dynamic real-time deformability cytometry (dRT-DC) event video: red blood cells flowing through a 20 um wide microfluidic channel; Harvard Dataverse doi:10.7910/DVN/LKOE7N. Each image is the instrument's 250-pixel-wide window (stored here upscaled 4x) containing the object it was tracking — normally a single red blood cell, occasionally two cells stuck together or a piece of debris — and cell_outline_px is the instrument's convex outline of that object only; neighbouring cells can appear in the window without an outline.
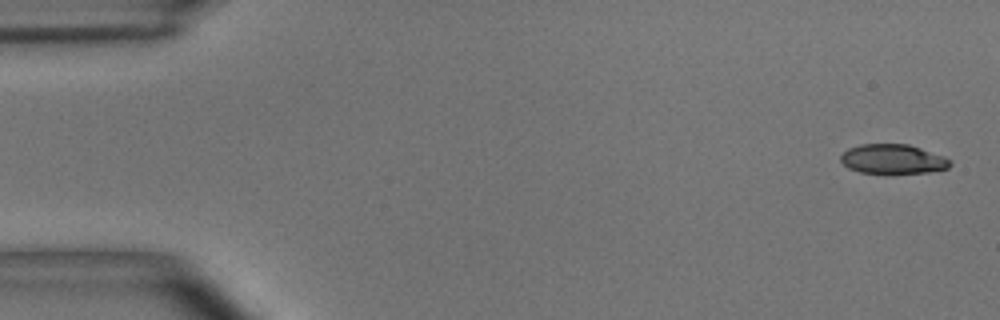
{"species": "common noctule bat (a hibernating species)", "species_latin": "Nyctalus noctula", "temperature_condition": "room temperature", "stored_images_in_passage": 5, "segment_of_instrument_passage": [1, 2], "camera_frame_rate_fps": 3000, "um_per_image_px": 0.085, "animal": {"sex": "male", "body_mass_g": 15.6}, "frame": {"image": 1, "passage_image": 1, "time_ms": 0.0, "image_size_px": [1000, 320], "cell_outline_px": [[952, 164], [948, 168], [928, 172], [860, 172], [848, 168], [840, 160], [840, 156], [848, 148], [860, 144], [908, 144], [944, 156], [952, 160]], "centroid_in_image_um": [75.9, 13.5], "position_along_channel_um": 9.1, "area_um2": 18.55}}
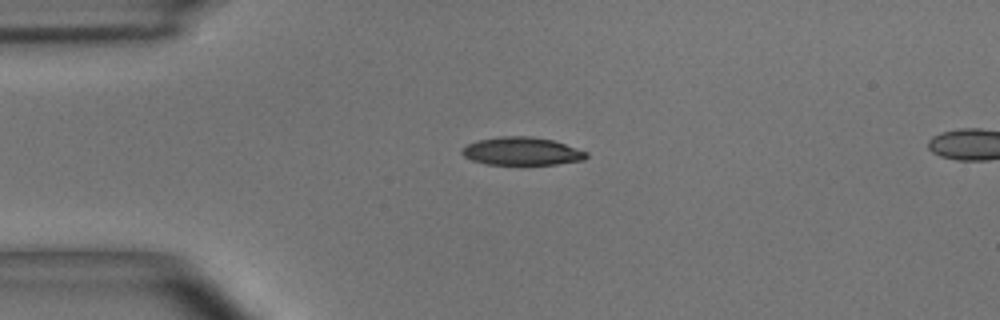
{"frame": {"image": 2, "passage_image": 4, "time_ms": 1.0, "image_size_px": [1000, 320], "cell_outline_px": [[588, 156], [584, 160], [556, 164], [488, 164], [472, 160], [464, 156], [460, 152], [460, 148], [476, 140], [500, 136], [532, 136], [552, 140], [588, 152]], "centroid_in_image_um": [44.33, 12.84], "position_along_channel_um": 40.7, "area_um2": 20.29}}